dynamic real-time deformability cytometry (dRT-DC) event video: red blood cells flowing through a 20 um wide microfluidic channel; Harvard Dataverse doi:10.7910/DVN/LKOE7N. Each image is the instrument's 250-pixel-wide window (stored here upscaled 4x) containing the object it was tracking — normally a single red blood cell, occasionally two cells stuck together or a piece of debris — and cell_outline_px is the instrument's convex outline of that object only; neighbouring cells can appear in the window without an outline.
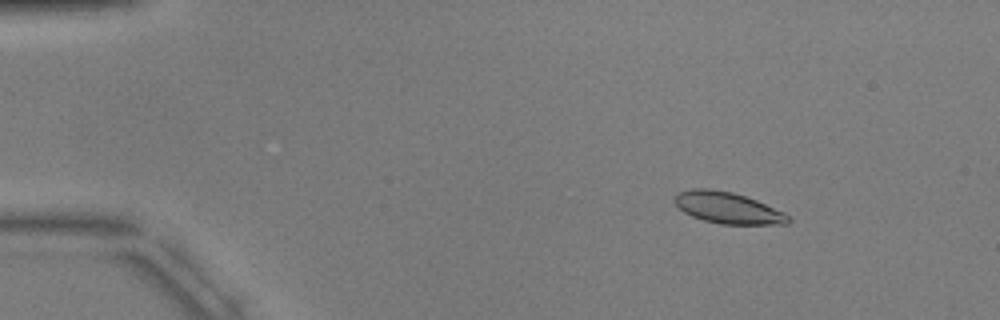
{"species": "common noctule bat (a hibernating species)", "species_latin": "Nyctalus noctula", "temperature_condition": "warm", "stored_images_in_passage": 3, "camera_frame_rate_fps": 3000, "um_per_image_px": 0.085, "animal": {"sex": "male", "body_mass_g": 17.9, "forearm_length_mm": 54.2}, "frame": {"image": 1, "passage_image": 2, "time_ms": 1.333, "image_size_px": [1000, 320], "cell_outline_px": [[792, 220], [788, 224], [720, 224], [704, 220], [692, 216], [684, 212], [676, 204], [676, 196], [680, 192], [692, 188], [708, 188], [732, 192], [756, 200], [784, 212]], "centroid_in_image_um": [61.89, 17.67], "position_along_channel_um": 23.1, "area_um2": 20.52}}